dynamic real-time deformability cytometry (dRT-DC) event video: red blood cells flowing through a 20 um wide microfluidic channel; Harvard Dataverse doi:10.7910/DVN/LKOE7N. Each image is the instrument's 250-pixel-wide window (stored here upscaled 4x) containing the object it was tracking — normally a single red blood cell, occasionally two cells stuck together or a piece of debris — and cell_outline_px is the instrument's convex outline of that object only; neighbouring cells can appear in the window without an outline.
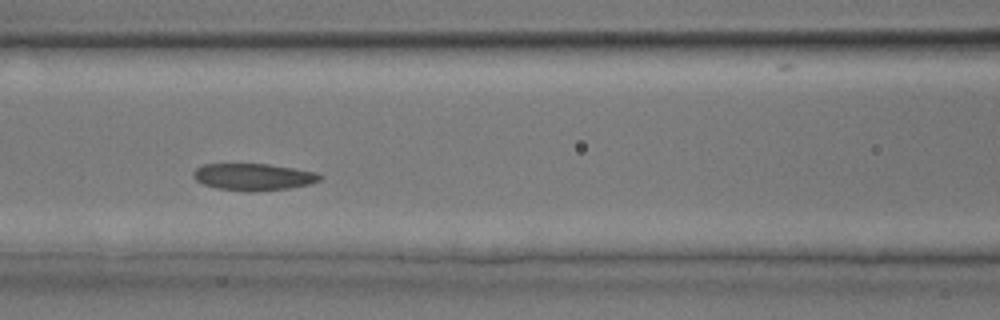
{"species": "common noctule bat (a hibernating species)", "species_latin": "Nyctalus noctula", "temperature_condition": "room temperature", "stored_images_in_passage": 20, "camera_frame_rate_fps": 3000, "um_per_image_px": 0.085, "animal": {"sex": "male", "body_mass_g": 17.9, "forearm_length_mm": 54.2}, "frame": {"image": 1, "passage_image": 6, "time_ms": 1.667, "image_size_px": [1000, 320], "cell_outline_px": [[324, 176], [320, 180], [308, 184], [288, 188], [248, 192], [216, 188], [204, 184], [196, 180], [192, 176], [192, 172], [196, 168], [204, 164], [268, 164], [316, 172]], "centroid_in_image_um": [21.51, 15.03], "position_along_channel_um": 145.1, "area_um2": 19.77}}
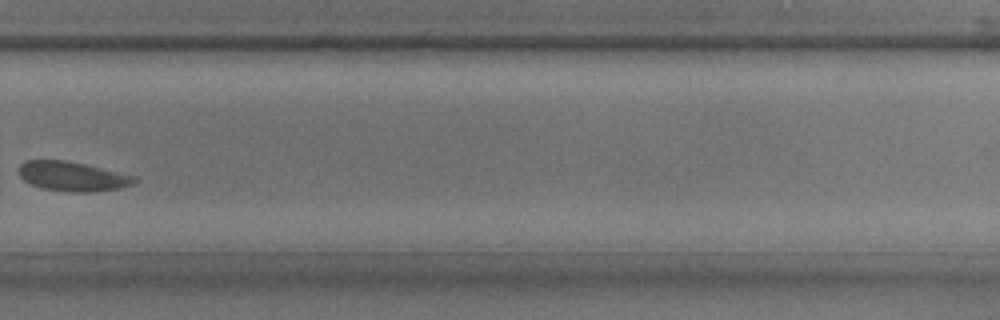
{"frame": {"image": 2, "passage_image": 15, "time_ms": 4.667, "image_size_px": [1000, 320], "cell_outline_px": [[140, 180], [132, 184], [120, 188], [92, 192], [72, 192], [44, 188], [32, 184], [24, 180], [20, 176], [20, 164], [24, 160], [68, 160], [140, 176]], "centroid_in_image_um": [6.26, 14.98], "position_along_channel_um": 323.5, "area_um2": 20.11}}